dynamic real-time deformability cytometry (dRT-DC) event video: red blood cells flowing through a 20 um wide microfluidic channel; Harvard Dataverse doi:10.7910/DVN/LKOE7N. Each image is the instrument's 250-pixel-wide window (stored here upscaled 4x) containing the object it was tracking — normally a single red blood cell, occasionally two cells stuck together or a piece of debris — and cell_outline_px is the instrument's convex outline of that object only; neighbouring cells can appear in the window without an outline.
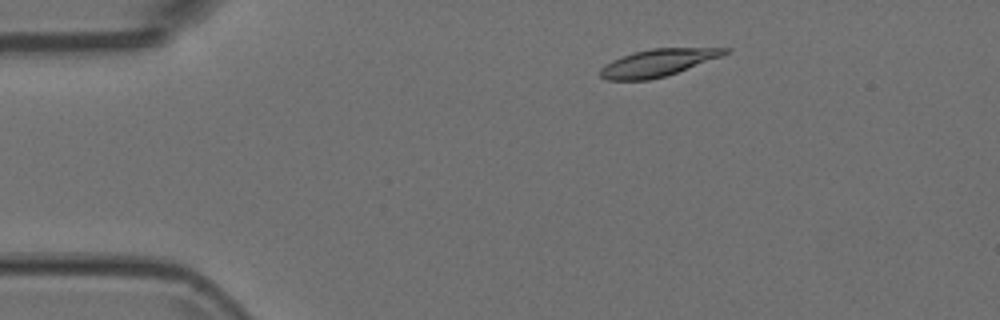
{"species": "Egyptian fruit bat (a non-hibernating species)", "species_latin": "Rousettus aegyptiacus", "temperature_condition": "room temperature", "stored_images_in_passage": 4, "camera_frame_rate_fps": 3000, "um_per_image_px": 0.085, "animal": {"sex": "female"}, "frame": {"image": 1, "passage_image": 1, "time_ms": 0.0, "image_size_px": [1000, 320], "cell_outline_px": [[732, 48], [728, 52], [720, 56], [676, 72], [664, 76], [648, 80], [608, 80], [600, 76], [600, 68], [604, 64], [612, 60], [632, 52], [652, 48]], "centroid_in_image_um": [55.84, 5.33], "position_along_channel_um": 29.2, "area_um2": 19.42}}
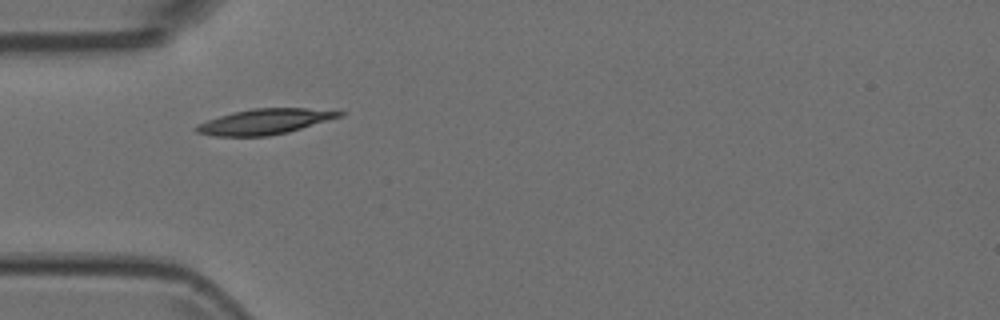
{"frame": {"image": 2, "passage_image": 3, "time_ms": 0.667, "image_size_px": [1000, 320], "cell_outline_px": [[344, 116], [288, 132], [268, 136], [212, 136], [196, 132], [196, 124], [232, 112], [252, 108], [308, 108], [344, 112]], "centroid_in_image_um": [22.51, 10.33], "position_along_channel_um": 62.5, "area_um2": 21.15}}
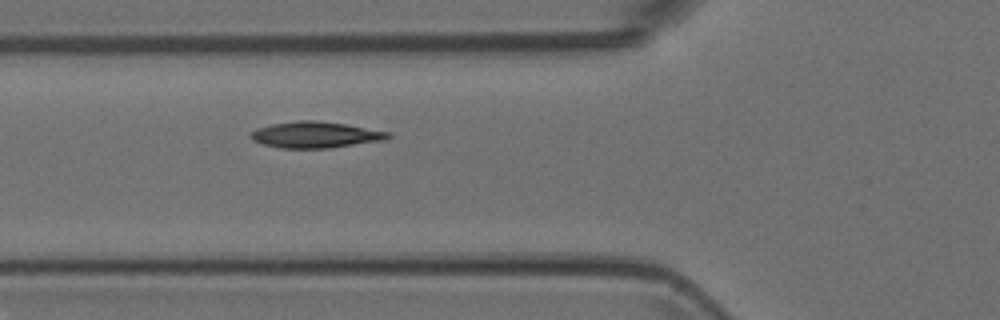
{"frame": {"image": 3, "passage_image": 4, "time_ms": 1.0, "image_size_px": [1000, 320], "cell_outline_px": [[392, 136], [384, 140], [328, 148], [280, 148], [264, 144], [252, 140], [248, 136], [256, 128], [272, 124], [296, 120], [316, 120], [344, 124], [392, 132]], "centroid_in_image_um": [26.8, 11.45], "position_along_channel_um": 99.0, "area_um2": 20.98}}